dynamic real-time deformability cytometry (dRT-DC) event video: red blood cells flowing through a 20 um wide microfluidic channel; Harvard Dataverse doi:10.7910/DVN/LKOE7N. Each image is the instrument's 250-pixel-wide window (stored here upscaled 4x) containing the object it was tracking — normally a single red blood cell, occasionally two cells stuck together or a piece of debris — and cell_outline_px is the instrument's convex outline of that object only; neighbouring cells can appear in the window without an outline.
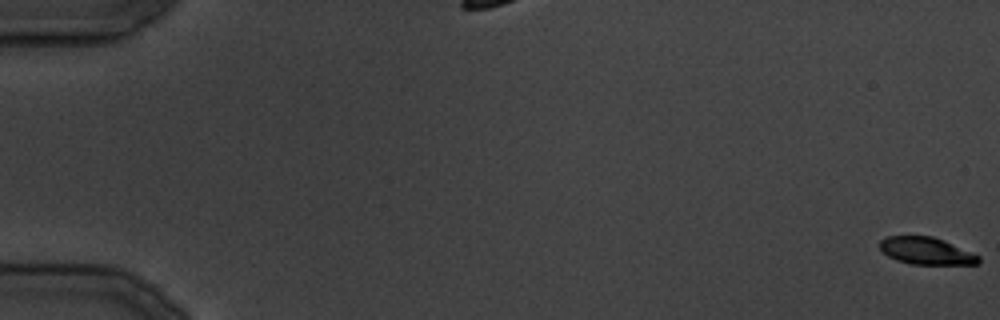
{"species": "common noctule bat (a hibernating species)", "species_latin": "Nyctalus noctula", "temperature_condition": "cold", "stored_images_in_passage": 36, "camera_frame_rate_fps": 3000, "um_per_image_px": 0.085, "animal": {"sex": "male", "body_mass_g": 19.5, "forearm_length_mm": 54.6}, "frame": {"image": 1, "passage_image": 1, "time_ms": 0.0, "image_size_px": [1000, 320], "cell_outline_px": [[980, 264], [912, 264], [896, 260], [888, 256], [880, 248], [880, 240], [888, 236], [932, 236], [944, 240], [980, 256]], "centroid_in_image_um": [78.74, 21.33], "position_along_channel_um": 6.3, "area_um2": 15.55}}